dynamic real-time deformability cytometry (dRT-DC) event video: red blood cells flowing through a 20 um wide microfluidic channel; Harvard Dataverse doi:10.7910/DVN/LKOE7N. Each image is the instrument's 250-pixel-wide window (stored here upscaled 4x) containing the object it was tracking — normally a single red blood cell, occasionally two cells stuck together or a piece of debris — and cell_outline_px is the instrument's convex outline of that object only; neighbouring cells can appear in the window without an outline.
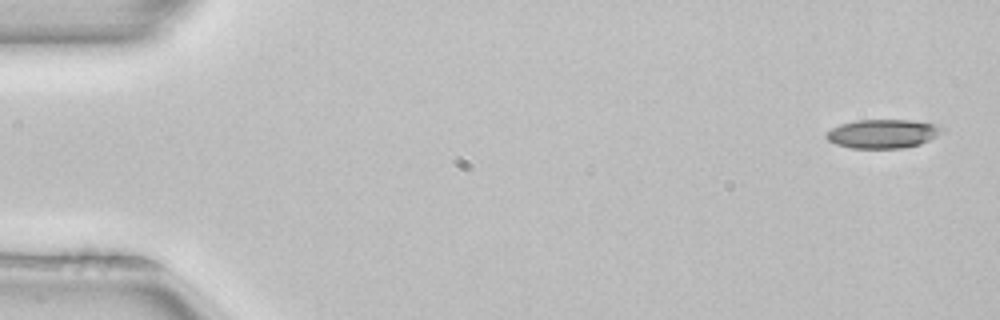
{"species": "common noctule bat (a hibernating species)", "species_latin": "Nyctalus noctula", "temperature_condition": "room temperature", "stored_images_in_passage": 52, "camera_frame_rate_fps": 3000, "um_per_image_px": 0.085, "animal": {"sex": "female", "body_mass_g": 22.7, "forearm_length_mm": 54.2}, "frame": {"image": 1, "passage_image": 2, "time_ms": 0.333, "image_size_px": [1000, 320], "cell_outline_px": [[944, 132], [920, 144], [904, 148], [852, 148], [836, 144], [828, 140], [824, 136], [832, 128], [840, 124], [856, 120], [912, 120], [940, 124], [944, 128]], "centroid_in_image_um": [75.08, 11.36], "position_along_channel_um": 9.9, "area_um2": 19.59}}
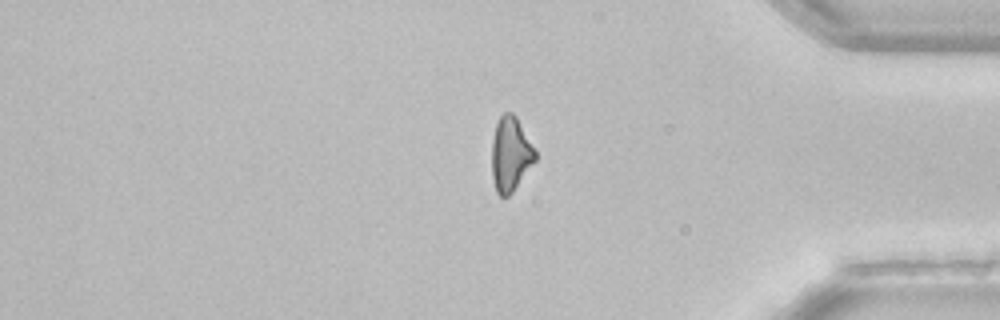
{"frame": {"image": 2, "passage_image": 43, "time_ms": 14.0, "image_size_px": [1000, 320], "cell_outline_px": [[536, 160], [512, 192], [508, 196], [500, 196], [496, 192], [492, 176], [492, 140], [496, 124], [500, 116], [504, 112], [512, 112], [516, 116], [536, 152]], "centroid_in_image_um": [43.38, 13.1], "position_along_channel_um": 391.8, "area_um2": 18.67}}
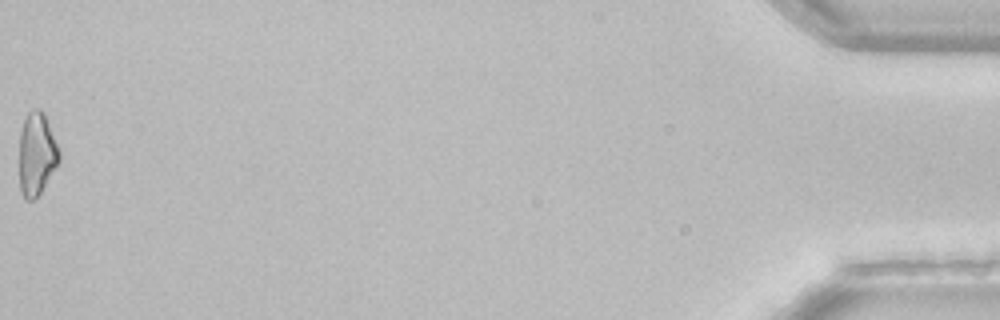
{"frame": {"image": 3, "passage_image": 52, "time_ms": 17.0, "image_size_px": [1000, 320], "cell_outline_px": [[60, 160], [40, 192], [32, 200], [24, 200], [20, 192], [20, 132], [24, 116], [28, 112], [36, 108], [40, 108], [44, 112], [60, 152]], "centroid_in_image_um": [3.1, 13.06], "position_along_channel_um": 432.1, "area_um2": 19.19}}